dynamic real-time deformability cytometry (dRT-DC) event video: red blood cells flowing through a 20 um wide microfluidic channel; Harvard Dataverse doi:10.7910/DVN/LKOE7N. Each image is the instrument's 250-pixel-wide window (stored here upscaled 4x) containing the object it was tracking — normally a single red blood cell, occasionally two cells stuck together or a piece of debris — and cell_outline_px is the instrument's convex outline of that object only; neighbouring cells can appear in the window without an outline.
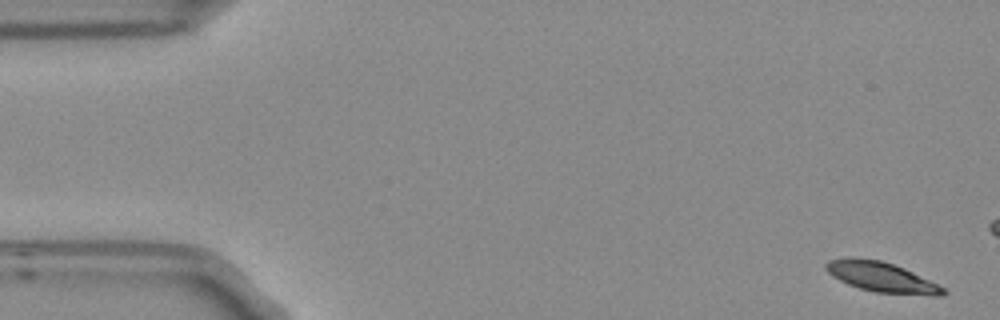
{"species": "Egyptian fruit bat (a non-hibernating species)", "species_latin": "Rousettus aegyptiacus", "temperature_condition": "room temperature", "stored_images_in_passage": 5, "camera_frame_rate_fps": 3000, "um_per_image_px": 0.085, "frame": {"image": 1, "passage_image": 1, "time_ms": 0.0, "image_size_px": [1000, 320], "cell_outline_px": [[948, 292], [940, 296], [932, 296], [876, 292], [860, 288], [848, 284], [832, 276], [824, 268], [824, 264], [828, 260], [880, 260], [904, 268], [944, 288]], "centroid_in_image_um": [74.97, 23.6], "position_along_channel_um": 10.0, "area_um2": 19.71}}